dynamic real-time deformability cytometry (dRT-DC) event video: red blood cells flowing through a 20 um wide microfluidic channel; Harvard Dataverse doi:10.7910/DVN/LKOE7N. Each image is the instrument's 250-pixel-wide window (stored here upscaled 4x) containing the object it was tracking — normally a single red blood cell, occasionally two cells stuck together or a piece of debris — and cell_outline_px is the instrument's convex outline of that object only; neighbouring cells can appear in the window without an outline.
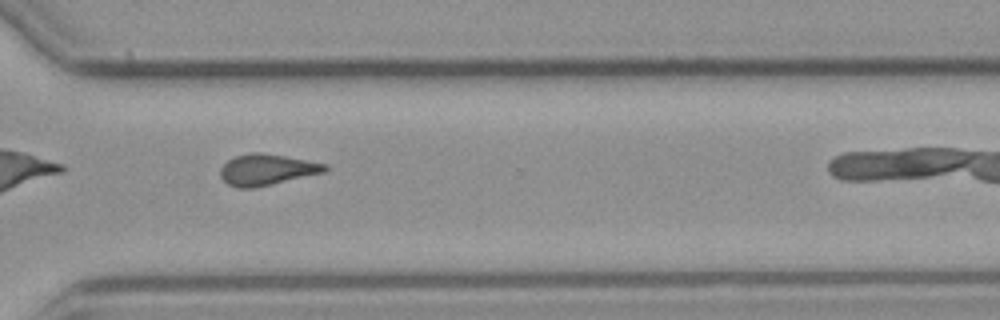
{"species": "common noctule bat (a hibernating species)", "species_latin": "Nyctalus noctula", "temperature_condition": "cold", "stored_images_in_passage": 12, "camera_frame_rate_fps": 3000, "um_per_image_px": 0.085, "animal": {"sex": "male", "body_mass_g": 23.1, "forearm_length_mm": 52.7}, "frame": {"image": 1, "passage_image": 10, "time_ms": 11.0, "image_size_px": [1000, 320], "cell_outline_px": [[328, 168], [324, 172], [252, 188], [240, 188], [228, 184], [220, 176], [220, 168], [228, 160], [236, 156], [248, 152], [260, 152], [284, 156], [328, 164]], "centroid_in_image_um": [22.65, 14.41], "position_along_channel_um": 347.9, "area_um2": 18.67}}